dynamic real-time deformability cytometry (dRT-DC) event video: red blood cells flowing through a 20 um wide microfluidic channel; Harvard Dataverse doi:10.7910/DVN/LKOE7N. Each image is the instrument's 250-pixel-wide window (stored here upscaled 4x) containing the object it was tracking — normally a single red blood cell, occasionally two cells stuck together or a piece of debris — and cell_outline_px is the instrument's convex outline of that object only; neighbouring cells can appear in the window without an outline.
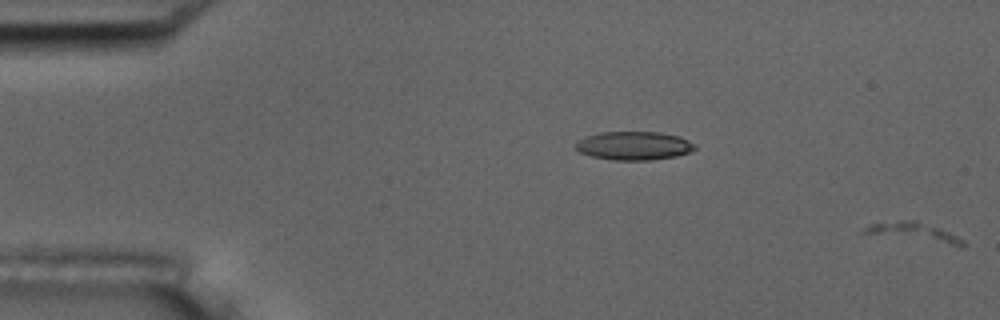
{"species": "common noctule bat (a hibernating species)", "species_latin": "Nyctalus noctula", "temperature_condition": "room temperature", "stored_images_in_passage": 28, "camera_frame_rate_fps": 3000, "um_per_image_px": 0.085, "animal": {"sex": "male", "body_mass_g": 17.5, "forearm_length_mm": 52.3}, "frame": {"image": 1, "passage_image": 1, "time_ms": 0.0, "image_size_px": [1000, 320], "cell_outline_px": [[964, 248], [960, 248], [860, 232], [864, 228], [872, 224], [904, 220], [916, 220], [948, 232], [964, 240]], "centroid_in_image_um": [77.78, 19.79], "position_along_channel_um": 7.2, "area_um2": 10.92}}